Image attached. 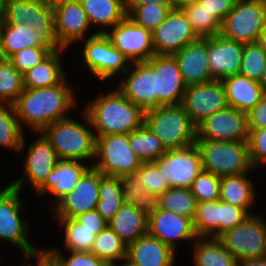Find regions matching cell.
<instances>
[{"label":"cell","instance_id":"cell-1","mask_svg":"<svg viewBox=\"0 0 266 266\" xmlns=\"http://www.w3.org/2000/svg\"><path fill=\"white\" fill-rule=\"evenodd\" d=\"M68 79L55 86L24 88L13 104L23 129L27 126L32 132H40L53 122L71 116L68 113L76 109L79 99Z\"/></svg>","mask_w":266,"mask_h":266},{"label":"cell","instance_id":"cell-2","mask_svg":"<svg viewBox=\"0 0 266 266\" xmlns=\"http://www.w3.org/2000/svg\"><path fill=\"white\" fill-rule=\"evenodd\" d=\"M84 106L95 136L129 134L144 123L145 111L127 99L116 87Z\"/></svg>","mask_w":266,"mask_h":266},{"label":"cell","instance_id":"cell-3","mask_svg":"<svg viewBox=\"0 0 266 266\" xmlns=\"http://www.w3.org/2000/svg\"><path fill=\"white\" fill-rule=\"evenodd\" d=\"M80 116L83 122L69 116L53 122L41 132L49 140L60 160H76L84 163L91 160L92 166L95 160L96 136L84 110Z\"/></svg>","mask_w":266,"mask_h":266},{"label":"cell","instance_id":"cell-4","mask_svg":"<svg viewBox=\"0 0 266 266\" xmlns=\"http://www.w3.org/2000/svg\"><path fill=\"white\" fill-rule=\"evenodd\" d=\"M0 188V241H8L12 248L20 250L22 257L41 254L44 248L31 244L30 224L21 217L26 208L25 201L20 198L21 191L10 184Z\"/></svg>","mask_w":266,"mask_h":266},{"label":"cell","instance_id":"cell-5","mask_svg":"<svg viewBox=\"0 0 266 266\" xmlns=\"http://www.w3.org/2000/svg\"><path fill=\"white\" fill-rule=\"evenodd\" d=\"M144 123L162 141L167 150L195 144L197 126L180 105H167L145 111Z\"/></svg>","mask_w":266,"mask_h":266},{"label":"cell","instance_id":"cell-6","mask_svg":"<svg viewBox=\"0 0 266 266\" xmlns=\"http://www.w3.org/2000/svg\"><path fill=\"white\" fill-rule=\"evenodd\" d=\"M201 155L202 169L217 176L250 172L248 141H214L196 139Z\"/></svg>","mask_w":266,"mask_h":266},{"label":"cell","instance_id":"cell-7","mask_svg":"<svg viewBox=\"0 0 266 266\" xmlns=\"http://www.w3.org/2000/svg\"><path fill=\"white\" fill-rule=\"evenodd\" d=\"M143 164L129 146V134L96 136L95 160L92 167L103 175L120 177L135 173Z\"/></svg>","mask_w":266,"mask_h":266},{"label":"cell","instance_id":"cell-8","mask_svg":"<svg viewBox=\"0 0 266 266\" xmlns=\"http://www.w3.org/2000/svg\"><path fill=\"white\" fill-rule=\"evenodd\" d=\"M83 43L82 58L85 67L92 75L101 82L116 78L128 70L130 61L113 45L106 34L95 36L79 41Z\"/></svg>","mask_w":266,"mask_h":266},{"label":"cell","instance_id":"cell-9","mask_svg":"<svg viewBox=\"0 0 266 266\" xmlns=\"http://www.w3.org/2000/svg\"><path fill=\"white\" fill-rule=\"evenodd\" d=\"M258 214L249 215L240 225L218 237L237 261L265 257L266 219Z\"/></svg>","mask_w":266,"mask_h":266},{"label":"cell","instance_id":"cell-10","mask_svg":"<svg viewBox=\"0 0 266 266\" xmlns=\"http://www.w3.org/2000/svg\"><path fill=\"white\" fill-rule=\"evenodd\" d=\"M266 23V5L259 0H237L221 22L220 35L244 44L256 43Z\"/></svg>","mask_w":266,"mask_h":266},{"label":"cell","instance_id":"cell-11","mask_svg":"<svg viewBox=\"0 0 266 266\" xmlns=\"http://www.w3.org/2000/svg\"><path fill=\"white\" fill-rule=\"evenodd\" d=\"M169 188L190 189L202 171L201 155L196 144L185 148L170 149L152 162Z\"/></svg>","mask_w":266,"mask_h":266},{"label":"cell","instance_id":"cell-12","mask_svg":"<svg viewBox=\"0 0 266 266\" xmlns=\"http://www.w3.org/2000/svg\"><path fill=\"white\" fill-rule=\"evenodd\" d=\"M39 137L27 146L26 156L23 159L22 176L11 182L10 185L23 190L29 183L36 191L45 181L47 175L54 169L60 160L49 140L40 132H35Z\"/></svg>","mask_w":266,"mask_h":266},{"label":"cell","instance_id":"cell-13","mask_svg":"<svg viewBox=\"0 0 266 266\" xmlns=\"http://www.w3.org/2000/svg\"><path fill=\"white\" fill-rule=\"evenodd\" d=\"M106 36L130 63L148 61L155 55L152 32L136 24L128 16L113 26Z\"/></svg>","mask_w":266,"mask_h":266},{"label":"cell","instance_id":"cell-14","mask_svg":"<svg viewBox=\"0 0 266 266\" xmlns=\"http://www.w3.org/2000/svg\"><path fill=\"white\" fill-rule=\"evenodd\" d=\"M53 7L55 35L63 48L69 49L73 43L77 45L79 41L96 35L80 1L62 0ZM89 32H93L92 35Z\"/></svg>","mask_w":266,"mask_h":266},{"label":"cell","instance_id":"cell-15","mask_svg":"<svg viewBox=\"0 0 266 266\" xmlns=\"http://www.w3.org/2000/svg\"><path fill=\"white\" fill-rule=\"evenodd\" d=\"M247 113L228 106L197 125V139L214 141H248Z\"/></svg>","mask_w":266,"mask_h":266},{"label":"cell","instance_id":"cell-16","mask_svg":"<svg viewBox=\"0 0 266 266\" xmlns=\"http://www.w3.org/2000/svg\"><path fill=\"white\" fill-rule=\"evenodd\" d=\"M181 105L196 126L205 118L229 106L221 80L186 86Z\"/></svg>","mask_w":266,"mask_h":266},{"label":"cell","instance_id":"cell-17","mask_svg":"<svg viewBox=\"0 0 266 266\" xmlns=\"http://www.w3.org/2000/svg\"><path fill=\"white\" fill-rule=\"evenodd\" d=\"M116 88L144 111L157 107L156 72L146 62H131ZM118 86V87H117Z\"/></svg>","mask_w":266,"mask_h":266},{"label":"cell","instance_id":"cell-18","mask_svg":"<svg viewBox=\"0 0 266 266\" xmlns=\"http://www.w3.org/2000/svg\"><path fill=\"white\" fill-rule=\"evenodd\" d=\"M98 191L99 171L91 166L74 188L51 208L52 216L74 218L79 214L95 210L99 201Z\"/></svg>","mask_w":266,"mask_h":266},{"label":"cell","instance_id":"cell-19","mask_svg":"<svg viewBox=\"0 0 266 266\" xmlns=\"http://www.w3.org/2000/svg\"><path fill=\"white\" fill-rule=\"evenodd\" d=\"M199 37L181 8L172 9L165 20L152 31L155 55H173Z\"/></svg>","mask_w":266,"mask_h":266},{"label":"cell","instance_id":"cell-20","mask_svg":"<svg viewBox=\"0 0 266 266\" xmlns=\"http://www.w3.org/2000/svg\"><path fill=\"white\" fill-rule=\"evenodd\" d=\"M0 45L4 59L27 47H45L52 52L63 47L58 43L55 30H38L32 26L11 25L0 21Z\"/></svg>","mask_w":266,"mask_h":266},{"label":"cell","instance_id":"cell-21","mask_svg":"<svg viewBox=\"0 0 266 266\" xmlns=\"http://www.w3.org/2000/svg\"><path fill=\"white\" fill-rule=\"evenodd\" d=\"M147 233L159 239L176 253L179 251V242L182 243L184 240L191 242L192 240L194 243L198 238L192 219L158 207L148 215Z\"/></svg>","mask_w":266,"mask_h":266},{"label":"cell","instance_id":"cell-22","mask_svg":"<svg viewBox=\"0 0 266 266\" xmlns=\"http://www.w3.org/2000/svg\"><path fill=\"white\" fill-rule=\"evenodd\" d=\"M156 72L157 107L180 105L186 85L173 55H153L146 61Z\"/></svg>","mask_w":266,"mask_h":266},{"label":"cell","instance_id":"cell-23","mask_svg":"<svg viewBox=\"0 0 266 266\" xmlns=\"http://www.w3.org/2000/svg\"><path fill=\"white\" fill-rule=\"evenodd\" d=\"M245 44L223 36L208 37V64L213 80L239 73Z\"/></svg>","mask_w":266,"mask_h":266},{"label":"cell","instance_id":"cell-24","mask_svg":"<svg viewBox=\"0 0 266 266\" xmlns=\"http://www.w3.org/2000/svg\"><path fill=\"white\" fill-rule=\"evenodd\" d=\"M173 56L186 86L213 80L208 64V38L188 43Z\"/></svg>","mask_w":266,"mask_h":266},{"label":"cell","instance_id":"cell-25","mask_svg":"<svg viewBox=\"0 0 266 266\" xmlns=\"http://www.w3.org/2000/svg\"><path fill=\"white\" fill-rule=\"evenodd\" d=\"M11 25H29L38 30H55L54 7L40 0H8L2 20Z\"/></svg>","mask_w":266,"mask_h":266},{"label":"cell","instance_id":"cell-26","mask_svg":"<svg viewBox=\"0 0 266 266\" xmlns=\"http://www.w3.org/2000/svg\"><path fill=\"white\" fill-rule=\"evenodd\" d=\"M91 167L90 163L76 160H59L54 169L47 175L46 181L35 191L39 197L51 194L54 206L62 197L70 192L82 175ZM48 193V194H47Z\"/></svg>","mask_w":266,"mask_h":266},{"label":"cell","instance_id":"cell-27","mask_svg":"<svg viewBox=\"0 0 266 266\" xmlns=\"http://www.w3.org/2000/svg\"><path fill=\"white\" fill-rule=\"evenodd\" d=\"M177 253L159 239L141 236L127 246V259L138 266H175Z\"/></svg>","mask_w":266,"mask_h":266},{"label":"cell","instance_id":"cell-28","mask_svg":"<svg viewBox=\"0 0 266 266\" xmlns=\"http://www.w3.org/2000/svg\"><path fill=\"white\" fill-rule=\"evenodd\" d=\"M256 170L253 168L248 173L222 176L220 180V197L219 200L231 204L235 207L244 209L249 215H254L253 208L256 203L257 194L253 180L248 178L250 173Z\"/></svg>","mask_w":266,"mask_h":266},{"label":"cell","instance_id":"cell-29","mask_svg":"<svg viewBox=\"0 0 266 266\" xmlns=\"http://www.w3.org/2000/svg\"><path fill=\"white\" fill-rule=\"evenodd\" d=\"M80 2L91 28L95 30L96 27V34H106L127 16L126 0H81Z\"/></svg>","mask_w":266,"mask_h":266},{"label":"cell","instance_id":"cell-30","mask_svg":"<svg viewBox=\"0 0 266 266\" xmlns=\"http://www.w3.org/2000/svg\"><path fill=\"white\" fill-rule=\"evenodd\" d=\"M68 49L62 48L52 52L41 63L23 74L24 88H45L61 83L67 76L61 57Z\"/></svg>","mask_w":266,"mask_h":266},{"label":"cell","instance_id":"cell-31","mask_svg":"<svg viewBox=\"0 0 266 266\" xmlns=\"http://www.w3.org/2000/svg\"><path fill=\"white\" fill-rule=\"evenodd\" d=\"M230 107L249 111L265 94L261 84L248 77L236 74L222 80Z\"/></svg>","mask_w":266,"mask_h":266},{"label":"cell","instance_id":"cell-32","mask_svg":"<svg viewBox=\"0 0 266 266\" xmlns=\"http://www.w3.org/2000/svg\"><path fill=\"white\" fill-rule=\"evenodd\" d=\"M108 226L128 246L148 232V215L124 203Z\"/></svg>","mask_w":266,"mask_h":266},{"label":"cell","instance_id":"cell-33","mask_svg":"<svg viewBox=\"0 0 266 266\" xmlns=\"http://www.w3.org/2000/svg\"><path fill=\"white\" fill-rule=\"evenodd\" d=\"M192 266H236L235 257L218 238L198 237L192 243Z\"/></svg>","mask_w":266,"mask_h":266},{"label":"cell","instance_id":"cell-34","mask_svg":"<svg viewBox=\"0 0 266 266\" xmlns=\"http://www.w3.org/2000/svg\"><path fill=\"white\" fill-rule=\"evenodd\" d=\"M13 105L0 104V147L22 153L27 144ZM26 142V143H25Z\"/></svg>","mask_w":266,"mask_h":266},{"label":"cell","instance_id":"cell-35","mask_svg":"<svg viewBox=\"0 0 266 266\" xmlns=\"http://www.w3.org/2000/svg\"><path fill=\"white\" fill-rule=\"evenodd\" d=\"M98 195L96 210L109 223L124 204L119 178L106 176L99 172Z\"/></svg>","mask_w":266,"mask_h":266},{"label":"cell","instance_id":"cell-36","mask_svg":"<svg viewBox=\"0 0 266 266\" xmlns=\"http://www.w3.org/2000/svg\"><path fill=\"white\" fill-rule=\"evenodd\" d=\"M59 223L63 236V247L75 252H91L96 235L102 230H89L84 228L74 218H55Z\"/></svg>","mask_w":266,"mask_h":266},{"label":"cell","instance_id":"cell-37","mask_svg":"<svg viewBox=\"0 0 266 266\" xmlns=\"http://www.w3.org/2000/svg\"><path fill=\"white\" fill-rule=\"evenodd\" d=\"M118 178L124 203L132 205L147 215L157 207L158 197L143 189L140 184L141 179L136 172Z\"/></svg>","mask_w":266,"mask_h":266},{"label":"cell","instance_id":"cell-38","mask_svg":"<svg viewBox=\"0 0 266 266\" xmlns=\"http://www.w3.org/2000/svg\"><path fill=\"white\" fill-rule=\"evenodd\" d=\"M129 146L142 162H153L167 151L162 141L145 123L129 133Z\"/></svg>","mask_w":266,"mask_h":266},{"label":"cell","instance_id":"cell-39","mask_svg":"<svg viewBox=\"0 0 266 266\" xmlns=\"http://www.w3.org/2000/svg\"><path fill=\"white\" fill-rule=\"evenodd\" d=\"M157 207L193 220L196 213L197 201L190 189L172 187L158 196Z\"/></svg>","mask_w":266,"mask_h":266},{"label":"cell","instance_id":"cell-40","mask_svg":"<svg viewBox=\"0 0 266 266\" xmlns=\"http://www.w3.org/2000/svg\"><path fill=\"white\" fill-rule=\"evenodd\" d=\"M91 253L111 266L127 257V245L107 226L96 235Z\"/></svg>","mask_w":266,"mask_h":266},{"label":"cell","instance_id":"cell-41","mask_svg":"<svg viewBox=\"0 0 266 266\" xmlns=\"http://www.w3.org/2000/svg\"><path fill=\"white\" fill-rule=\"evenodd\" d=\"M181 9L199 38L220 34L221 22L199 2L187 4Z\"/></svg>","mask_w":266,"mask_h":266},{"label":"cell","instance_id":"cell-42","mask_svg":"<svg viewBox=\"0 0 266 266\" xmlns=\"http://www.w3.org/2000/svg\"><path fill=\"white\" fill-rule=\"evenodd\" d=\"M193 225L198 237H219V199L197 203Z\"/></svg>","mask_w":266,"mask_h":266},{"label":"cell","instance_id":"cell-43","mask_svg":"<svg viewBox=\"0 0 266 266\" xmlns=\"http://www.w3.org/2000/svg\"><path fill=\"white\" fill-rule=\"evenodd\" d=\"M23 90V75L8 59L0 61V104L13 105Z\"/></svg>","mask_w":266,"mask_h":266},{"label":"cell","instance_id":"cell-44","mask_svg":"<svg viewBox=\"0 0 266 266\" xmlns=\"http://www.w3.org/2000/svg\"><path fill=\"white\" fill-rule=\"evenodd\" d=\"M171 10L169 6L157 3L127 5V16L136 24L152 32L165 20Z\"/></svg>","mask_w":266,"mask_h":266},{"label":"cell","instance_id":"cell-45","mask_svg":"<svg viewBox=\"0 0 266 266\" xmlns=\"http://www.w3.org/2000/svg\"><path fill=\"white\" fill-rule=\"evenodd\" d=\"M266 65V52L257 43L245 44L239 75L260 83Z\"/></svg>","mask_w":266,"mask_h":266},{"label":"cell","instance_id":"cell-46","mask_svg":"<svg viewBox=\"0 0 266 266\" xmlns=\"http://www.w3.org/2000/svg\"><path fill=\"white\" fill-rule=\"evenodd\" d=\"M61 250L60 247H47L43 249L58 266H110L105 260L98 258L91 252L67 250V253H69V256H67Z\"/></svg>","mask_w":266,"mask_h":266},{"label":"cell","instance_id":"cell-47","mask_svg":"<svg viewBox=\"0 0 266 266\" xmlns=\"http://www.w3.org/2000/svg\"><path fill=\"white\" fill-rule=\"evenodd\" d=\"M220 180V176L202 169L190 188L197 203L218 200L220 197Z\"/></svg>","mask_w":266,"mask_h":266},{"label":"cell","instance_id":"cell-48","mask_svg":"<svg viewBox=\"0 0 266 266\" xmlns=\"http://www.w3.org/2000/svg\"><path fill=\"white\" fill-rule=\"evenodd\" d=\"M52 51L45 47H27L12 55L8 60L23 75L46 59Z\"/></svg>","mask_w":266,"mask_h":266},{"label":"cell","instance_id":"cell-49","mask_svg":"<svg viewBox=\"0 0 266 266\" xmlns=\"http://www.w3.org/2000/svg\"><path fill=\"white\" fill-rule=\"evenodd\" d=\"M136 173L141 179L140 184L143 189L155 194L157 197L169 189L163 176L152 162H143V164L136 170Z\"/></svg>","mask_w":266,"mask_h":266},{"label":"cell","instance_id":"cell-50","mask_svg":"<svg viewBox=\"0 0 266 266\" xmlns=\"http://www.w3.org/2000/svg\"><path fill=\"white\" fill-rule=\"evenodd\" d=\"M249 160L255 170L266 167V128L249 129ZM258 168V169H257Z\"/></svg>","mask_w":266,"mask_h":266},{"label":"cell","instance_id":"cell-51","mask_svg":"<svg viewBox=\"0 0 266 266\" xmlns=\"http://www.w3.org/2000/svg\"><path fill=\"white\" fill-rule=\"evenodd\" d=\"M248 216L244 209L219 200V236L240 225Z\"/></svg>","mask_w":266,"mask_h":266},{"label":"cell","instance_id":"cell-52","mask_svg":"<svg viewBox=\"0 0 266 266\" xmlns=\"http://www.w3.org/2000/svg\"><path fill=\"white\" fill-rule=\"evenodd\" d=\"M247 113L248 129L266 128V93Z\"/></svg>","mask_w":266,"mask_h":266},{"label":"cell","instance_id":"cell-53","mask_svg":"<svg viewBox=\"0 0 266 266\" xmlns=\"http://www.w3.org/2000/svg\"><path fill=\"white\" fill-rule=\"evenodd\" d=\"M235 1L236 0H199V3L222 22L233 9Z\"/></svg>","mask_w":266,"mask_h":266},{"label":"cell","instance_id":"cell-54","mask_svg":"<svg viewBox=\"0 0 266 266\" xmlns=\"http://www.w3.org/2000/svg\"><path fill=\"white\" fill-rule=\"evenodd\" d=\"M74 219L89 230H104L108 226L96 209L79 214Z\"/></svg>","mask_w":266,"mask_h":266},{"label":"cell","instance_id":"cell-55","mask_svg":"<svg viewBox=\"0 0 266 266\" xmlns=\"http://www.w3.org/2000/svg\"><path fill=\"white\" fill-rule=\"evenodd\" d=\"M29 260H36V265H33L32 262H30ZM26 261H28L29 264H27ZM19 266H49V256L43 251L41 254L36 255L34 257H23V260L21 261Z\"/></svg>","mask_w":266,"mask_h":266},{"label":"cell","instance_id":"cell-56","mask_svg":"<svg viewBox=\"0 0 266 266\" xmlns=\"http://www.w3.org/2000/svg\"><path fill=\"white\" fill-rule=\"evenodd\" d=\"M127 5H146L157 3L160 5L169 6L171 9L177 8L175 0H126Z\"/></svg>","mask_w":266,"mask_h":266},{"label":"cell","instance_id":"cell-57","mask_svg":"<svg viewBox=\"0 0 266 266\" xmlns=\"http://www.w3.org/2000/svg\"><path fill=\"white\" fill-rule=\"evenodd\" d=\"M236 266H266V257L237 261Z\"/></svg>","mask_w":266,"mask_h":266},{"label":"cell","instance_id":"cell-58","mask_svg":"<svg viewBox=\"0 0 266 266\" xmlns=\"http://www.w3.org/2000/svg\"><path fill=\"white\" fill-rule=\"evenodd\" d=\"M256 43L266 52V23L258 35Z\"/></svg>","mask_w":266,"mask_h":266},{"label":"cell","instance_id":"cell-59","mask_svg":"<svg viewBox=\"0 0 266 266\" xmlns=\"http://www.w3.org/2000/svg\"><path fill=\"white\" fill-rule=\"evenodd\" d=\"M7 2L8 0H0V21H2L4 18L7 8Z\"/></svg>","mask_w":266,"mask_h":266},{"label":"cell","instance_id":"cell-60","mask_svg":"<svg viewBox=\"0 0 266 266\" xmlns=\"http://www.w3.org/2000/svg\"><path fill=\"white\" fill-rule=\"evenodd\" d=\"M121 262V263H120ZM111 266H138L134 263H132L130 260H128L127 258H124L123 260L119 261V262H116L114 263L113 265Z\"/></svg>","mask_w":266,"mask_h":266},{"label":"cell","instance_id":"cell-61","mask_svg":"<svg viewBox=\"0 0 266 266\" xmlns=\"http://www.w3.org/2000/svg\"><path fill=\"white\" fill-rule=\"evenodd\" d=\"M177 8H181L187 4L199 2V0H175Z\"/></svg>","mask_w":266,"mask_h":266},{"label":"cell","instance_id":"cell-62","mask_svg":"<svg viewBox=\"0 0 266 266\" xmlns=\"http://www.w3.org/2000/svg\"><path fill=\"white\" fill-rule=\"evenodd\" d=\"M260 84L263 88V91L266 93V65L263 70L262 79L260 81Z\"/></svg>","mask_w":266,"mask_h":266},{"label":"cell","instance_id":"cell-63","mask_svg":"<svg viewBox=\"0 0 266 266\" xmlns=\"http://www.w3.org/2000/svg\"><path fill=\"white\" fill-rule=\"evenodd\" d=\"M40 1L46 2V3H48L49 5H53V4H55V3H57V2H60V1H62V0H40Z\"/></svg>","mask_w":266,"mask_h":266},{"label":"cell","instance_id":"cell-64","mask_svg":"<svg viewBox=\"0 0 266 266\" xmlns=\"http://www.w3.org/2000/svg\"><path fill=\"white\" fill-rule=\"evenodd\" d=\"M49 266H58V265L49 257Z\"/></svg>","mask_w":266,"mask_h":266},{"label":"cell","instance_id":"cell-65","mask_svg":"<svg viewBox=\"0 0 266 266\" xmlns=\"http://www.w3.org/2000/svg\"><path fill=\"white\" fill-rule=\"evenodd\" d=\"M4 59L2 52H1V45H0V61H2Z\"/></svg>","mask_w":266,"mask_h":266},{"label":"cell","instance_id":"cell-66","mask_svg":"<svg viewBox=\"0 0 266 266\" xmlns=\"http://www.w3.org/2000/svg\"><path fill=\"white\" fill-rule=\"evenodd\" d=\"M261 3H263L264 5H266V0H259Z\"/></svg>","mask_w":266,"mask_h":266}]
</instances>
